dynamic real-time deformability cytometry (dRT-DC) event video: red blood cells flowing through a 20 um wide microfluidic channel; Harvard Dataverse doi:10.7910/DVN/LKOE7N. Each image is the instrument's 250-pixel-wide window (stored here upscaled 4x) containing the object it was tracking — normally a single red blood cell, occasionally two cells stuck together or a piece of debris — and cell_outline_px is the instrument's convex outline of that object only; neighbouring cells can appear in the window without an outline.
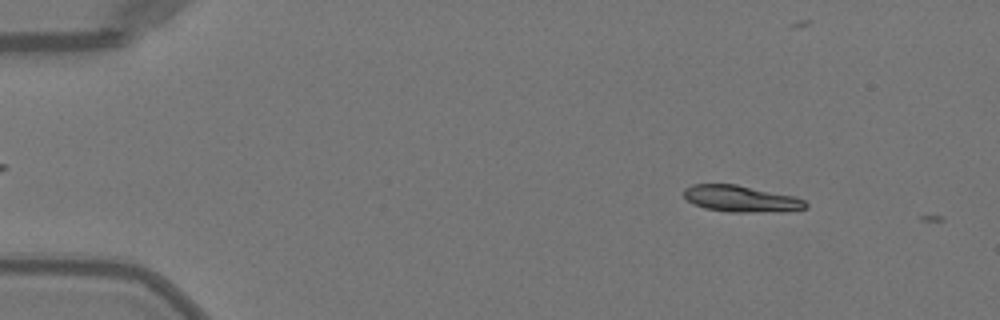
{"species": "Egyptian fruit bat (a non-hibernating species)", "species_latin": "Rousettus aegyptiacus", "temperature_condition": "warm", "stored_images_in_passage": 2, "camera_frame_rate_fps": 3000, "um_per_image_px": 0.085, "animal": {"sex": "female"}, "frame": {"image": 1, "passage_image": 1, "time_ms": 0.0, "image_size_px": [1000, 320], "cell_outline_px": [[808, 208], [784, 212], [728, 212], [704, 208], [688, 200], [684, 196], [684, 188], [692, 184], [736, 184], [796, 196], [804, 200], [808, 204]], "centroid_in_image_um": [63.05, 16.9], "position_along_channel_um": 22.0, "area_um2": 19.02}}